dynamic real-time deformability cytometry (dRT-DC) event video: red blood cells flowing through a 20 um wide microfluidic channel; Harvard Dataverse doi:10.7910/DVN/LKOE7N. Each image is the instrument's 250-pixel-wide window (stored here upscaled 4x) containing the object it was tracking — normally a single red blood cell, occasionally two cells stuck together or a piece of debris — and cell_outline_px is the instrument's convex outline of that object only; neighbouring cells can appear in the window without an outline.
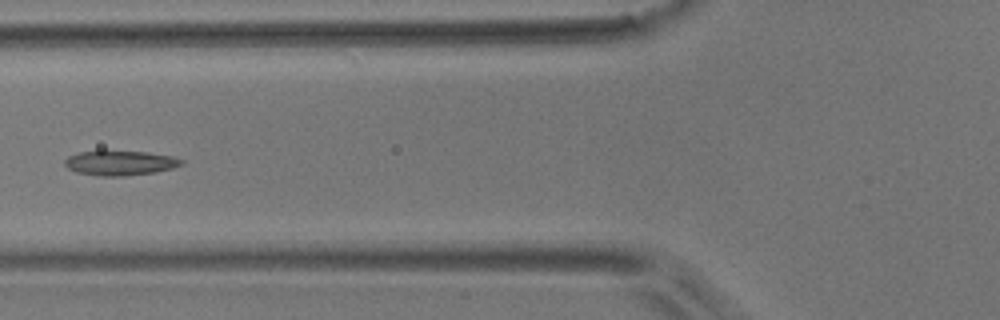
{"species": "common noctule bat (a hibernating species)", "species_latin": "Nyctalus noctula", "temperature_condition": "room temperature", "stored_images_in_passage": 6, "camera_frame_rate_fps": 3000, "um_per_image_px": 0.085, "animal": {"sex": "male", "body_mass_g": 17.9}, "frame": {"image": 1, "passage_image": 3, "time_ms": 2.333, "image_size_px": [1000, 320], "cell_outline_px": [[184, 164], [172, 168], [156, 172], [124, 176], [100, 176], [76, 172], [68, 168], [64, 164], [64, 160], [68, 156], [80, 152], [100, 148], [104, 148], [148, 152], [172, 156], [184, 160]], "centroid_in_image_um": [10.18, 13.8], "position_along_channel_um": 115.6, "area_um2": 17.63}}
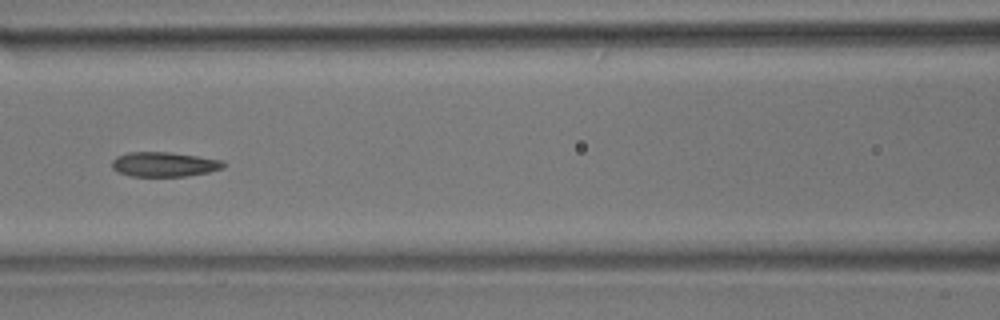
{"frame": {"image": 2, "passage_image": 4, "time_ms": 3.333, "image_size_px": [1000, 320], "cell_outline_px": [[228, 164], [224, 168], [208, 172], [184, 176], [132, 176], [116, 172], [112, 168], [112, 160], [116, 156], [128, 152], [168, 152], [224, 160]], "centroid_in_image_um": [13.96, 13.96], "position_along_channel_um": 152.6, "area_um2": 16.13}}
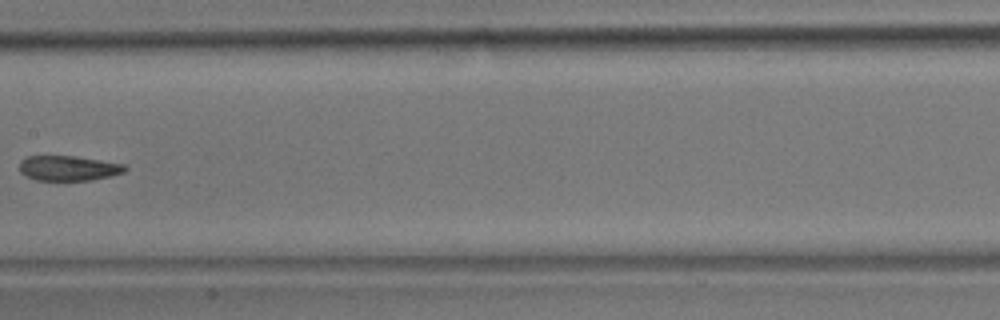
{"frame": {"image": 3, "passage_image": 5, "time_ms": 4.667, "image_size_px": [1000, 320], "cell_outline_px": [[128, 168], [124, 172], [112, 176], [92, 180], [36, 180], [24, 176], [20, 172], [20, 160], [28, 156], [72, 156], [100, 160], [124, 164]], "centroid_in_image_um": [5.81, 14.3], "position_along_channel_um": 201.6, "area_um2": 15.43}}